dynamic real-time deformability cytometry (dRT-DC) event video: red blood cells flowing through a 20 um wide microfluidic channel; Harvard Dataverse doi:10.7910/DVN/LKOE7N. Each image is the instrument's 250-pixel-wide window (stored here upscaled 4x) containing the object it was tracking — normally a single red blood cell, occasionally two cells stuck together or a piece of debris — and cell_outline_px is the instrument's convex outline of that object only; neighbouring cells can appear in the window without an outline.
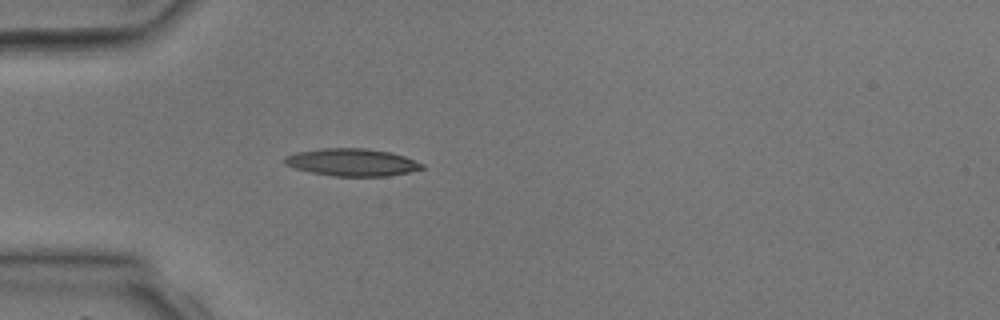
{"species": "common noctule bat (a hibernating species)", "species_latin": "Nyctalus noctula", "temperature_condition": "room temperature", "stored_images_in_passage": 1, "camera_frame_rate_fps": 3000, "um_per_image_px": 0.085, "animal": {"sex": "male", "body_mass_g": 17.9, "forearm_length_mm": 54.2}, "frame": {"image": 1, "passage_image": 1, "time_ms": 0.0, "image_size_px": [1000, 320], "cell_outline_px": [[424, 168], [408, 172], [388, 176], [332, 176], [312, 172], [296, 168], [284, 164], [284, 156], [296, 152], [324, 148], [364, 148], [388, 152], [404, 156], [424, 164]], "centroid_in_image_um": [29.91, 13.79], "position_along_channel_um": 55.1, "area_um2": 21.79}}